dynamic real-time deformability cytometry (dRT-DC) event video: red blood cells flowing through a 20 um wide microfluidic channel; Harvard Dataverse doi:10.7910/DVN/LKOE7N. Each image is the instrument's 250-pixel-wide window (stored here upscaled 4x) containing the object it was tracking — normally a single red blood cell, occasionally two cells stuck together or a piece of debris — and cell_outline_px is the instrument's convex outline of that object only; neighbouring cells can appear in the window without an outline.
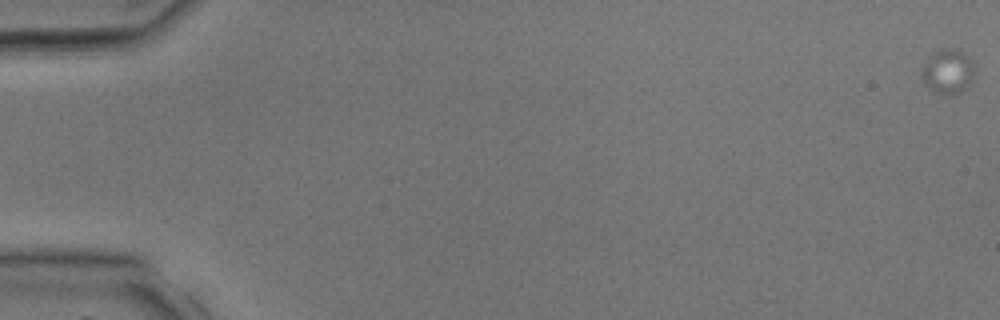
{"species": "common noctule bat (a hibernating species)", "species_latin": "Nyctalus noctula", "temperature_condition": "room temperature", "stored_images_in_passage": 4, "camera_frame_rate_fps": 3000, "um_per_image_px": 0.085, "animal": {"sex": "male", "body_mass_g": 17.9, "forearm_length_mm": 54.2}, "frame": {"image": 1, "passage_image": 1, "time_ms": 0.0, "image_size_px": [1000, 320], "cell_outline_px": [[976, 64], [972, 80], [960, 92], [936, 92], [924, 80], [924, 64], [928, 56], [944, 48], [952, 48], [964, 52]], "centroid_in_image_um": [80.65, 5.99], "position_along_channel_um": 4.4, "area_um2": 13.06}}
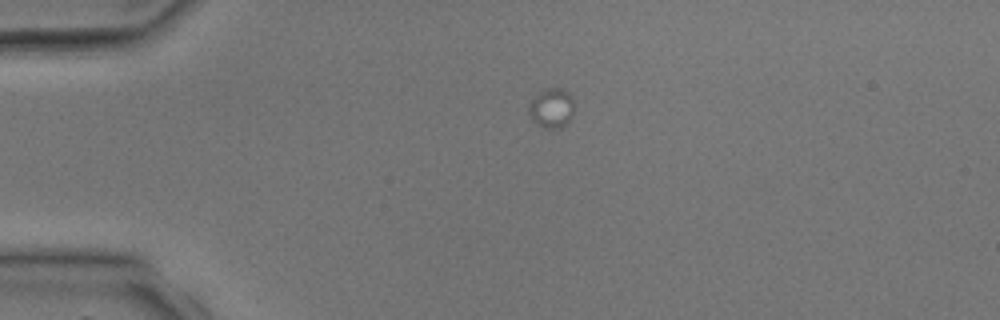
{"frame": {"image": 2, "passage_image": 4, "time_ms": 3.667, "image_size_px": [1000, 320], "cell_outline_px": [[572, 116], [560, 128], [544, 128], [536, 124], [532, 120], [528, 112], [528, 108], [532, 100], [544, 88], [560, 88], [568, 92], [572, 96]], "centroid_in_image_um": [46.86, 9.19], "position_along_channel_um": 38.1, "area_um2": 10.29}}